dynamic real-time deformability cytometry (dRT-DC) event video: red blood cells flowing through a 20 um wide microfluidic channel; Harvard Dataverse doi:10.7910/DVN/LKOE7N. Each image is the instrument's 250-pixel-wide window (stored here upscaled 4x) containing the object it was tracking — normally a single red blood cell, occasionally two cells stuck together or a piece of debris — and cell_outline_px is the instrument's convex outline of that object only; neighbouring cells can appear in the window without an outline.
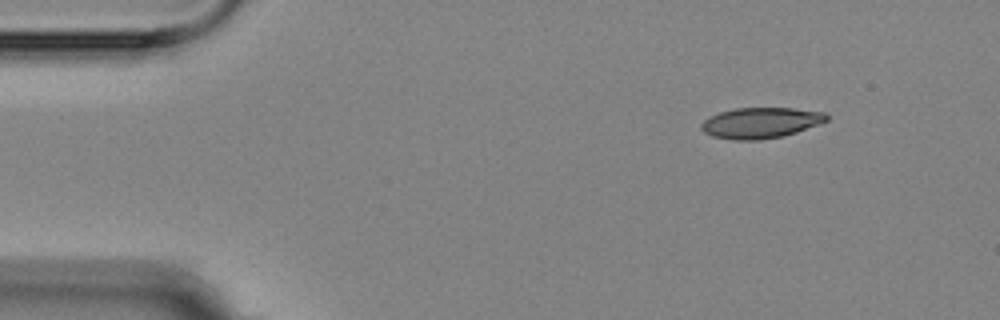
{"species": "Egyptian fruit bat (a non-hibernating species)", "species_latin": "Rousettus aegyptiacus", "temperature_condition": "room temperature", "stored_images_in_passage": 8, "camera_frame_rate_fps": 3000, "um_per_image_px": 0.085, "animal": {"sex": "female"}, "frame": {"image": 1, "passage_image": 1, "time_ms": 0.0, "image_size_px": [1000, 320], "cell_outline_px": [[828, 120], [796, 132], [784, 136], [760, 140], [732, 140], [712, 136], [704, 132], [700, 128], [700, 124], [708, 116], [720, 112], [736, 108], [792, 108], [824, 112], [828, 116]], "centroid_in_image_um": [64.61, 10.44], "position_along_channel_um": 20.4, "area_um2": 22.48}}
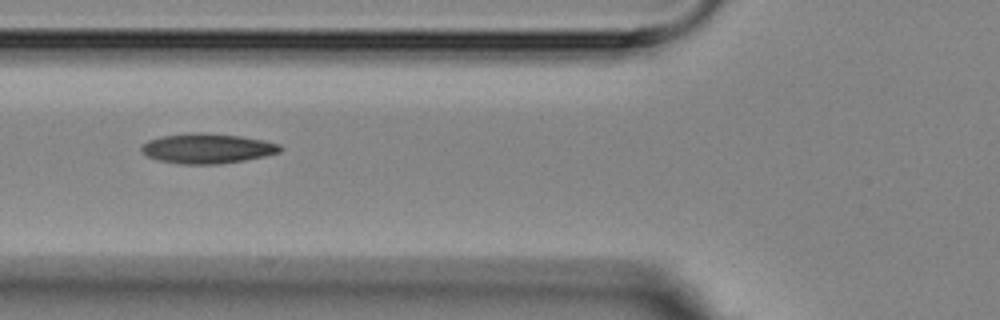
{"frame": {"image": 2, "passage_image": 5, "time_ms": 4.667, "image_size_px": [1000, 320], "cell_outline_px": [[284, 148], [280, 152], [264, 156], [244, 160], [220, 164], [180, 164], [156, 160], [140, 152], [140, 144], [148, 140], [160, 136], [188, 132], [204, 132], [240, 136], [264, 140], [280, 144]], "centroid_in_image_um": [17.57, 12.61], "position_along_channel_um": 108.2, "area_um2": 24.62}}
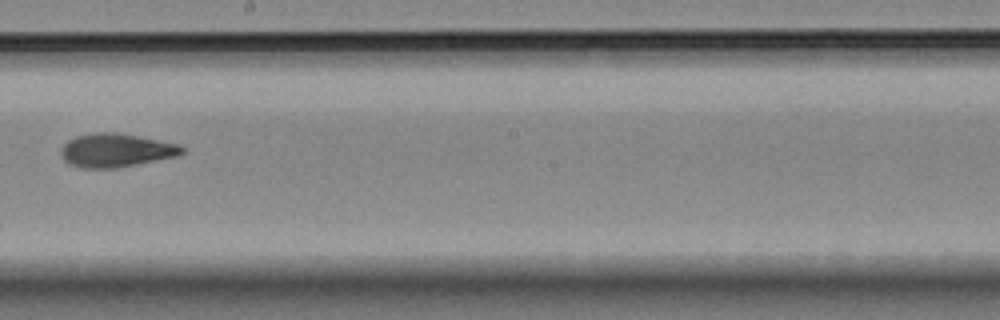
{"frame": {"image": 3, "passage_image": 8, "time_ms": 8.333, "image_size_px": [1000, 320], "cell_outline_px": [[184, 152], [176, 156], [116, 168], [84, 168], [68, 164], [64, 160], [60, 152], [64, 144], [68, 140], [76, 136], [92, 132], [116, 132], [180, 144], [184, 148]], "centroid_in_image_um": [9.83, 12.77], "position_along_channel_um": 238.4, "area_um2": 23.58}}